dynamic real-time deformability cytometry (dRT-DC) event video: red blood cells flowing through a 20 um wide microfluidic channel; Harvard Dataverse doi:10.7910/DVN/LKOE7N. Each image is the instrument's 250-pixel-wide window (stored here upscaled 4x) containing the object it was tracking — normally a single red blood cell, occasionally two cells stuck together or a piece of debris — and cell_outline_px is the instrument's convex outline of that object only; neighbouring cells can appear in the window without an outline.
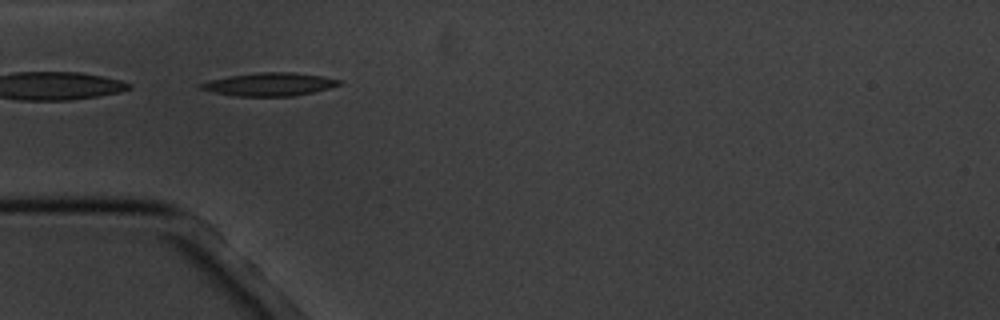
{"species": "common noctule bat (a hibernating species)", "species_latin": "Nyctalus noctula", "temperature_condition": "cold", "stored_images_in_passage": 5, "camera_frame_rate_fps": 3000, "um_per_image_px": 0.085, "animal": {"sex": "male", "body_mass_g": 20.1, "forearm_length_mm": 53.5}, "frame": {"image": 1, "passage_image": 4, "time_ms": 3.667, "image_size_px": [1000, 320], "cell_outline_px": [[340, 84], [328, 88], [312, 92], [292, 96], [236, 96], [216, 92], [200, 88], [196, 84], [228, 76], [260, 72], [292, 72], [320, 76], [340, 80]], "centroid_in_image_um": [22.88, 7.16], "position_along_channel_um": 62.1, "area_um2": 18.26}}